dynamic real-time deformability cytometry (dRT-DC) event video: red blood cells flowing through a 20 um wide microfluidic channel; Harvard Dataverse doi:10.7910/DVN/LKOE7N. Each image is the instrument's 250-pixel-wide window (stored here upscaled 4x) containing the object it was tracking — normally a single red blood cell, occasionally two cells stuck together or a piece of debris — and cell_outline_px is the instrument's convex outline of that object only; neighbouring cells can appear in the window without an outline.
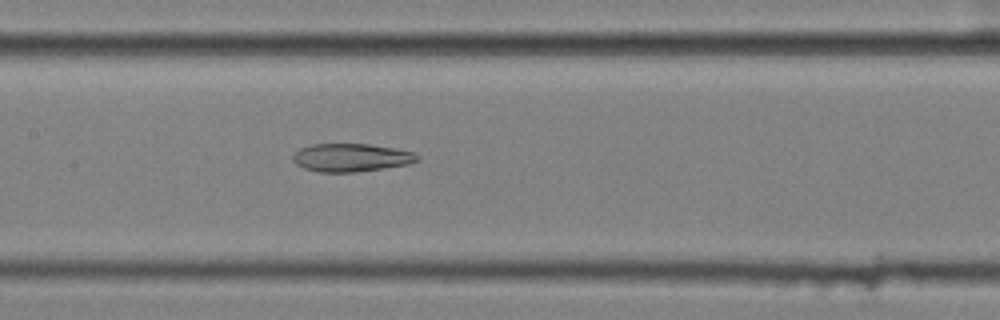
{"species": "common noctule bat (a hibernating species)", "species_latin": "Nyctalus noctula", "temperature_condition": "cold", "stored_images_in_passage": 53, "camera_frame_rate_fps": 3000, "um_per_image_px": 0.085, "animal": {"sex": "female", "body_mass_g": 25.1}, "frame": {"image": 1, "passage_image": 27, "time_ms": 8.667, "image_size_px": [1000, 320], "cell_outline_px": [[420, 160], [408, 164], [384, 168], [352, 172], [320, 172], [304, 168], [296, 164], [292, 160], [292, 156], [300, 148], [312, 144], [368, 144], [392, 148], [412, 152], [420, 156]], "centroid_in_image_um": [29.83, 13.39], "position_along_channel_um": 177.6, "area_um2": 20.23}}
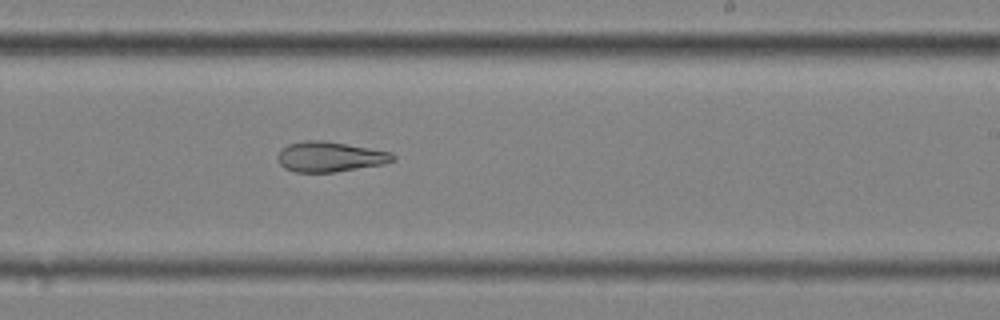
{"frame": {"image": 2, "passage_image": 34, "time_ms": 11.0, "image_size_px": [1000, 320], "cell_outline_px": [[396, 160], [384, 164], [336, 172], [296, 172], [284, 168], [280, 164], [276, 156], [288, 144], [304, 140], [320, 140], [392, 152], [396, 156]], "centroid_in_image_um": [28.06, 13.33], "position_along_channel_um": 260.9, "area_um2": 20.17}}
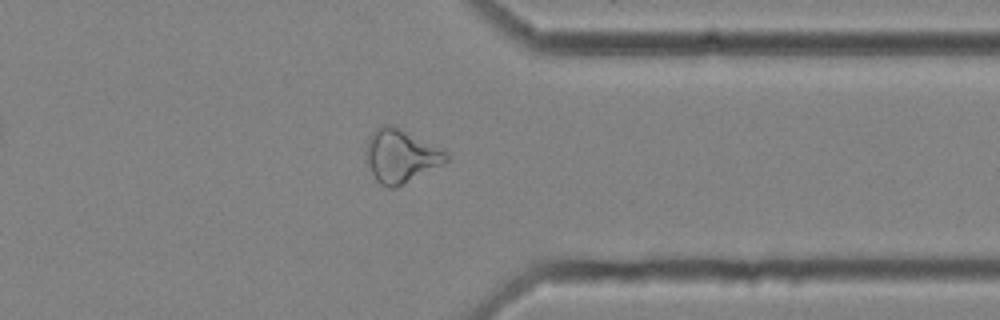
{"frame": {"image": 3, "passage_image": 44, "time_ms": 14.333, "image_size_px": [1000, 320], "cell_outline_px": [[448, 160], [396, 188], [388, 188], [380, 184], [376, 180], [364, 160], [364, 152], [368, 140], [372, 132], [376, 128], [384, 124], [392, 124], [448, 152]], "centroid_in_image_um": [34.0, 13.25], "position_along_channel_um": 377.4, "area_um2": 24.8}}